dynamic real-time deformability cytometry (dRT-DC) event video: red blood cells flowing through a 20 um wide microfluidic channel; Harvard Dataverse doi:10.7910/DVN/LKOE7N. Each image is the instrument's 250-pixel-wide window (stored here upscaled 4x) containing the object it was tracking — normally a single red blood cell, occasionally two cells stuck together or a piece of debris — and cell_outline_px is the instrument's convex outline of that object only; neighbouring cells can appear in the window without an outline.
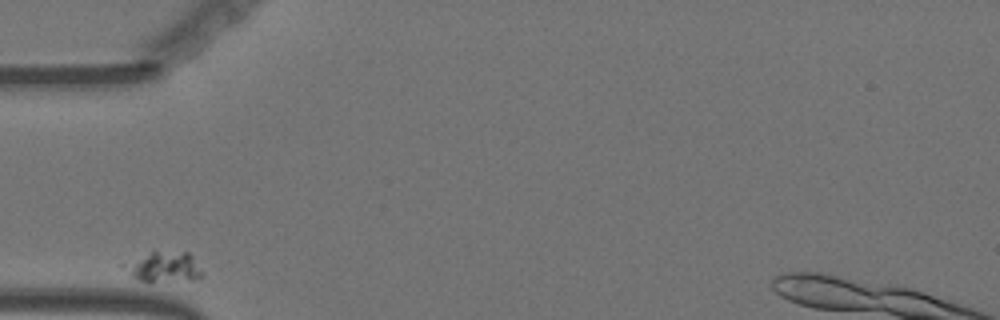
{"species": "Egyptian fruit bat (a non-hibernating species)", "species_latin": "Rousettus aegyptiacus", "temperature_condition": "warm", "stored_images_in_passage": 34, "camera_frame_rate_fps": 3000, "um_per_image_px": 0.085, "animal": {"sex": "female"}, "frame": {"image": 1, "passage_image": 1, "time_ms": 0.0, "image_size_px": [1000, 320], "cell_outline_px": [[204, 276], [192, 280], [140, 280], [132, 276], [120, 268], [120, 264], [152, 248], [188, 252], [192, 256], [204, 272]], "centroid_in_image_um": [13.87, 22.6], "position_along_channel_um": 71.1, "area_um2": 14.51}}
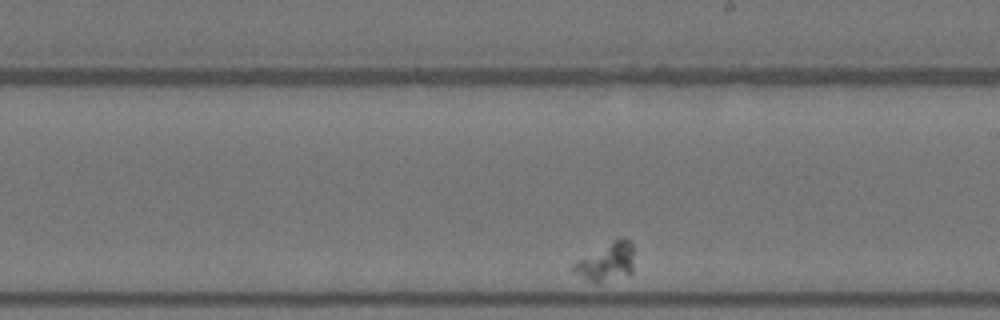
{"frame": {"image": 2, "passage_image": 20, "time_ms": 6.333, "image_size_px": [1000, 320], "cell_outline_px": [[632, 272], [600, 280], [588, 280], [576, 272], [572, 268], [572, 264], [616, 240], [628, 240], [632, 244]], "centroid_in_image_um": [51.56, 22.25], "position_along_channel_um": 237.4, "area_um2": 11.91}}
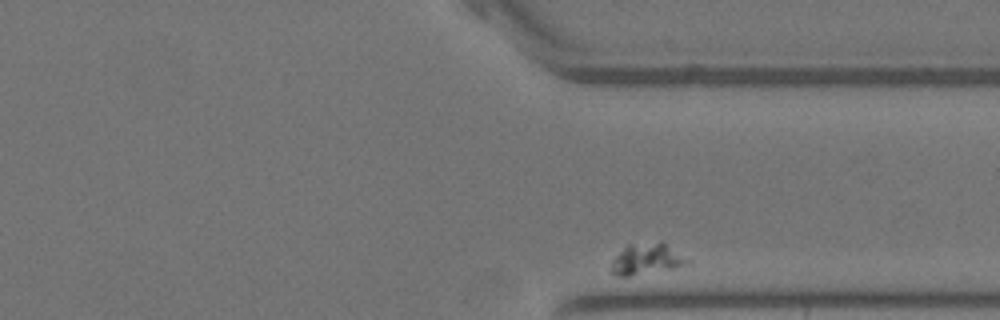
{"frame": {"image": 3, "passage_image": 33, "time_ms": 10.667, "image_size_px": [1000, 320], "cell_outline_px": [[692, 264], [672, 268], [628, 276], [616, 276], [608, 272], [612, 260], [628, 244], [660, 240], [692, 260]], "centroid_in_image_um": [54.98, 22.01], "position_along_channel_um": 356.4, "area_um2": 14.1}}